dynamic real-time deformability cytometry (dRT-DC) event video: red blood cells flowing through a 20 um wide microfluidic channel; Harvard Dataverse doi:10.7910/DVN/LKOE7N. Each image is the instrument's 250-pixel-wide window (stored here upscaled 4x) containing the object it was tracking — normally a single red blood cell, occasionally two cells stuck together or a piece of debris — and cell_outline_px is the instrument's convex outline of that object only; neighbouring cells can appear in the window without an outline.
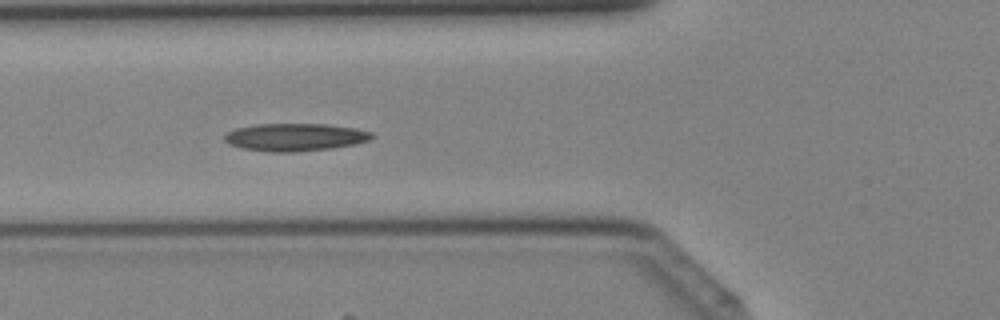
{"species": "Egyptian fruit bat (a non-hibernating species)", "species_latin": "Rousettus aegyptiacus", "temperature_condition": "cold", "stored_images_in_passage": 29, "camera_frame_rate_fps": 3000, "um_per_image_px": 0.085, "animal": {"sex": "female"}, "frame": {"image": 1, "passage_image": 4, "time_ms": 1.0, "image_size_px": [1000, 320], "cell_outline_px": [[376, 136], [368, 140], [352, 144], [332, 148], [292, 152], [272, 152], [244, 148], [228, 144], [224, 140], [224, 136], [228, 132], [236, 128], [256, 124], [328, 124], [356, 128], [372, 132]], "centroid_in_image_um": [25.09, 11.65], "position_along_channel_um": 100.7, "area_um2": 23.64}}
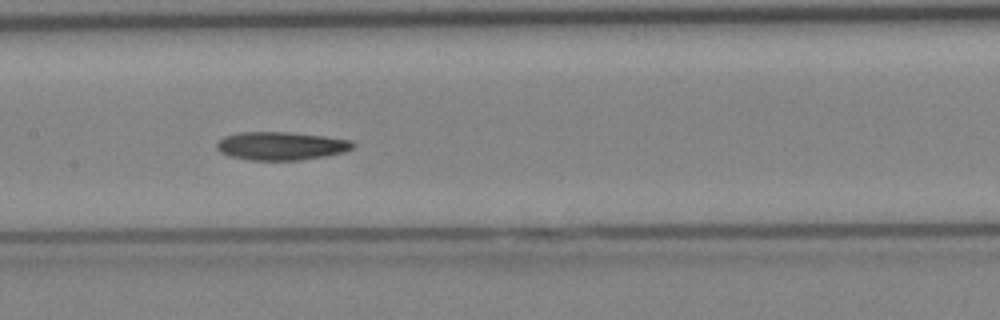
{"frame": {"image": 2, "passage_image": 9, "time_ms": 2.667, "image_size_px": [1000, 320], "cell_outline_px": [[356, 144], [352, 148], [344, 152], [324, 156], [300, 160], [248, 160], [228, 156], [220, 152], [216, 148], [216, 144], [224, 136], [240, 132], [288, 132], [324, 136], [352, 140]], "centroid_in_image_um": [23.88, 12.4], "position_along_channel_um": 183.5, "area_um2": 22.48}}
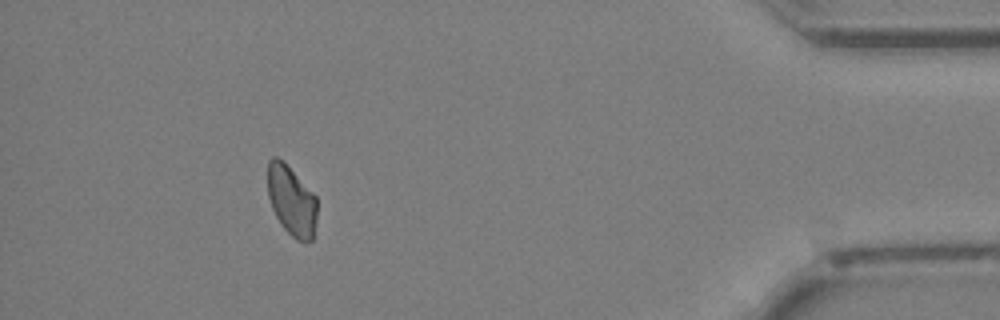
{"frame": {"image": 3, "passage_image": 26, "time_ms": 8.333, "image_size_px": [1000, 320], "cell_outline_px": [[316, 220], [312, 240], [304, 244], [296, 240], [280, 224], [272, 208], [268, 196], [268, 160], [272, 156], [276, 156], [316, 196]], "centroid_in_image_um": [24.77, 17.12], "position_along_channel_um": 410.4, "area_um2": 19.83}}